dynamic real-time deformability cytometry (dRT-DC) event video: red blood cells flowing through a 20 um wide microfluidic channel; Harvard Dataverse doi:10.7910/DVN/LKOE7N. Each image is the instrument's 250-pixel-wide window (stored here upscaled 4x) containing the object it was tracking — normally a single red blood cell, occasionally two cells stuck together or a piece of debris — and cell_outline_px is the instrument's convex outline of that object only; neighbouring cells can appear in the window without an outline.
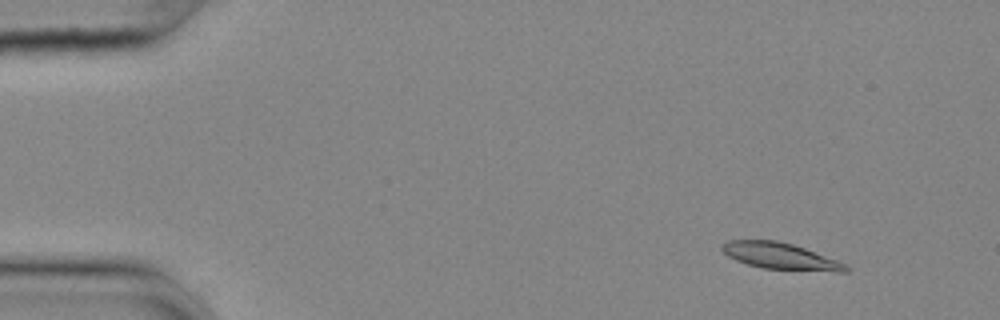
{"species": "common noctule bat (a hibernating species)", "species_latin": "Nyctalus noctula", "temperature_condition": "cold", "stored_images_in_passage": 53, "segment_of_instrument_passage": [1, 2], "camera_frame_rate_fps": 3000, "um_per_image_px": 0.085, "animal": {"sex": "female", "body_mass_g": 25.1}, "frame": {"image": 1, "passage_image": 2, "time_ms": 0.333, "image_size_px": [1000, 320], "cell_outline_px": [[852, 268], [848, 272], [836, 272], [760, 268], [736, 260], [728, 256], [720, 248], [720, 244], [728, 240], [776, 240], [792, 244], [804, 248], [836, 260]], "centroid_in_image_um": [66.32, 21.77], "position_along_channel_um": 18.7, "area_um2": 19.13}}
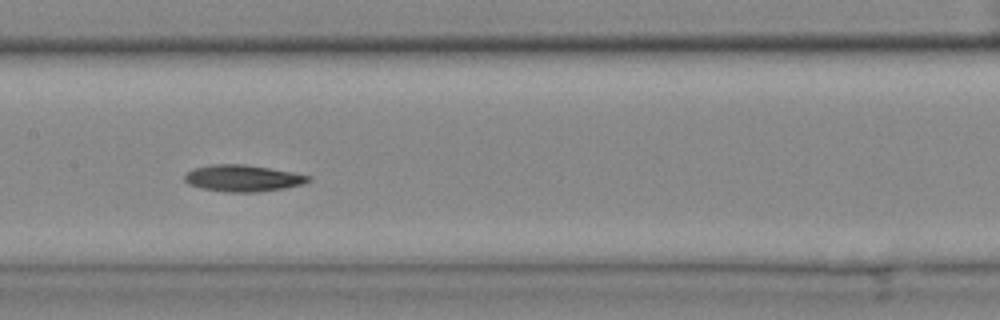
{"frame": {"image": 2, "passage_image": 24, "time_ms": 7.667, "image_size_px": [1000, 320], "cell_outline_px": [[312, 180], [300, 184], [284, 188], [256, 192], [228, 192], [200, 188], [188, 184], [184, 180], [184, 176], [192, 168], [212, 164], [244, 164], [292, 172], [312, 176]], "centroid_in_image_um": [20.61, 15.14], "position_along_channel_um": 186.8, "area_um2": 19.13}}
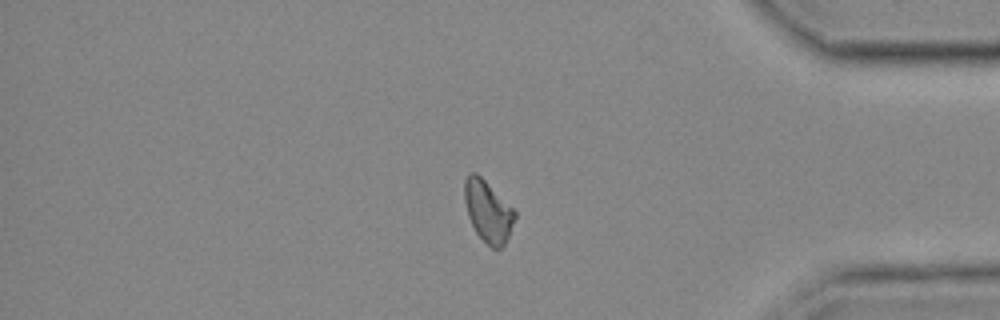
{"frame": {"image": 3, "passage_image": 43, "time_ms": 14.0, "image_size_px": [1000, 320], "cell_outline_px": [[516, 216], [508, 236], [504, 244], [500, 248], [492, 248], [476, 232], [468, 216], [464, 200], [464, 180], [468, 172], [476, 172], [516, 212]], "centroid_in_image_um": [41.45, 17.93], "position_along_channel_um": 393.8, "area_um2": 17.63}}